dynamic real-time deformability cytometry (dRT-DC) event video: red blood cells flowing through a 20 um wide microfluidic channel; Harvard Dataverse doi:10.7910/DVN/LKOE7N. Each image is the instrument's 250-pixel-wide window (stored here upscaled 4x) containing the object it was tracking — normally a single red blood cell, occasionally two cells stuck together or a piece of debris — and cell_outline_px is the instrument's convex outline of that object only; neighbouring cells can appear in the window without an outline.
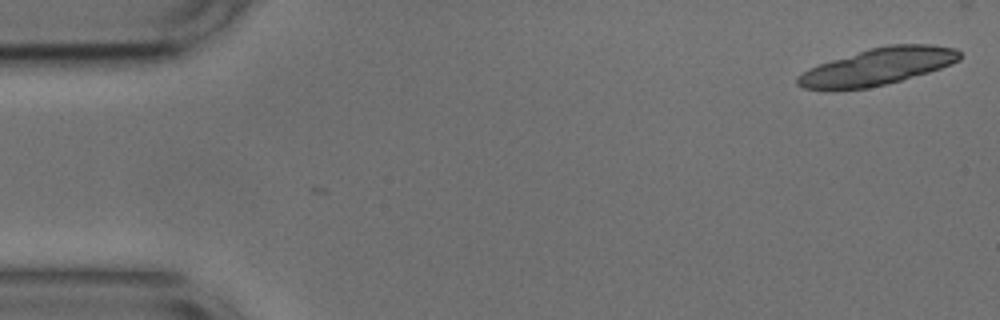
{"species": "common noctule bat (a hibernating species)", "species_latin": "Nyctalus noctula", "temperature_condition": "cold", "stored_images_in_passage": 26, "camera_frame_rate_fps": 3000, "um_per_image_px": 0.085, "animal": {"sex": "male", "body_mass_g": 17.9, "forearm_length_mm": 54.2}, "frame": {"image": 1, "passage_image": 1, "time_ms": 0.0, "image_size_px": [1000, 320], "cell_outline_px": [[960, 60], [952, 64], [928, 72], [900, 80], [868, 88], [804, 88], [796, 84], [796, 76], [808, 68], [868, 48], [888, 44], [932, 44], [956, 48], [960, 52]], "centroid_in_image_um": [74.65, 5.63], "position_along_channel_um": 10.4, "area_um2": 34.39}}